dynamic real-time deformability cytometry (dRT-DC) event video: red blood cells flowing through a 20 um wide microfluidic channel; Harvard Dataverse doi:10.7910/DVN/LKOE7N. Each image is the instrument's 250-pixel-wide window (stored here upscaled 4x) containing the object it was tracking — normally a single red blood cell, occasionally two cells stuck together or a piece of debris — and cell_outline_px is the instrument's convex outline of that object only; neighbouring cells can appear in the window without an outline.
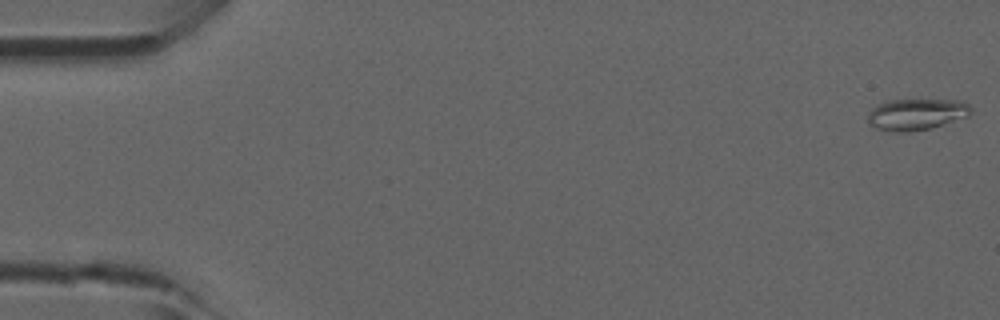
{"species": "common noctule bat (a hibernating species)", "species_latin": "Nyctalus noctula", "temperature_condition": "room temperature", "stored_images_in_passage": 5, "camera_frame_rate_fps": 3000, "um_per_image_px": 0.085, "animal": {"sex": "male", "forearm_length_mm": 52.5}, "frame": {"image": 1, "passage_image": 1, "time_ms": 0.0, "image_size_px": [1000, 320], "cell_outline_px": [[972, 112], [968, 116], [928, 128], [908, 132], [896, 132], [872, 128], [868, 124], [868, 112], [872, 108], [884, 100], [964, 100], [972, 108]], "centroid_in_image_um": [77.85, 9.71], "position_along_channel_um": 7.1, "area_um2": 18.96}}
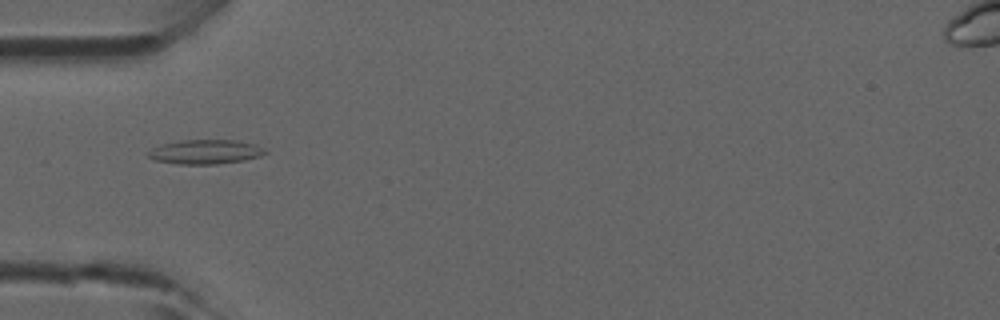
{"frame": {"image": 2, "passage_image": 5, "time_ms": 1.333, "image_size_px": [1000, 320], "cell_outline_px": [[268, 152], [260, 156], [244, 160], [216, 164], [180, 164], [156, 160], [148, 156], [148, 152], [152, 148], [160, 144], [180, 140], [236, 140], [256, 144], [264, 148]], "centroid_in_image_um": [17.48, 12.89], "position_along_channel_um": 67.5, "area_um2": 16.59}}